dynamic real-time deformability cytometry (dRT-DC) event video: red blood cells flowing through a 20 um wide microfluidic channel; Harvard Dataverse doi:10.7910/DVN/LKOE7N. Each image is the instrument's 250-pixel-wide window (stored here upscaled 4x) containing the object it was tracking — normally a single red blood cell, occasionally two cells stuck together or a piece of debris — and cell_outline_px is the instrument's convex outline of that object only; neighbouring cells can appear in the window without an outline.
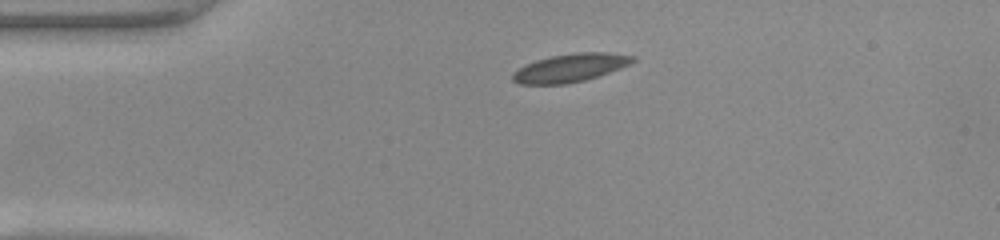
{"species": "common noctule bat (a hibernating species)", "species_latin": "Nyctalus noctula", "temperature_condition": "warm", "stored_images_in_passage": 40, "camera_frame_rate_fps": 3000, "um_per_image_px": 0.085, "animal": {"sex": "female", "body_mass_g": 22.0, "forearm_length_mm": 56.7}, "frame": {"image": 1, "passage_image": 1, "time_ms": 0.0, "image_size_px": [1000, 240], "cell_outline_px": [[636, 60], [632, 64], [584, 80], [564, 84], [520, 84], [512, 80], [512, 76], [520, 68], [536, 60], [552, 56], [580, 52], [608, 52], [636, 56]], "centroid_in_image_um": [48.53, 5.75], "position_along_channel_um": 36.5, "area_um2": 19.42}}
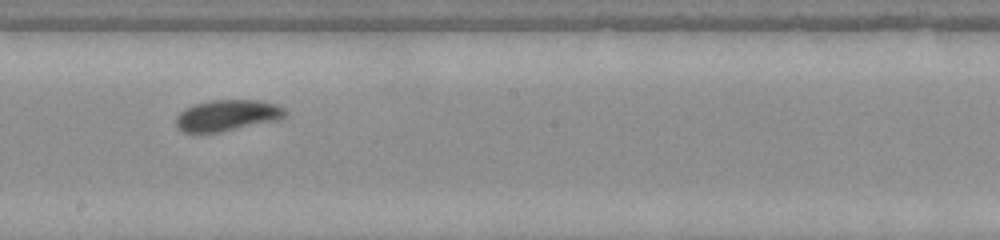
{"frame": {"image": 2, "passage_image": 18, "time_ms": 5.667, "image_size_px": [1000, 240], "cell_outline_px": [[288, 116], [276, 120], [220, 132], [184, 132], [176, 128], [176, 116], [180, 112], [196, 104], [208, 100], [260, 100], [276, 104], [284, 108], [288, 112]], "centroid_in_image_um": [19.34, 9.8], "position_along_channel_um": 228.9, "area_um2": 19.77}}
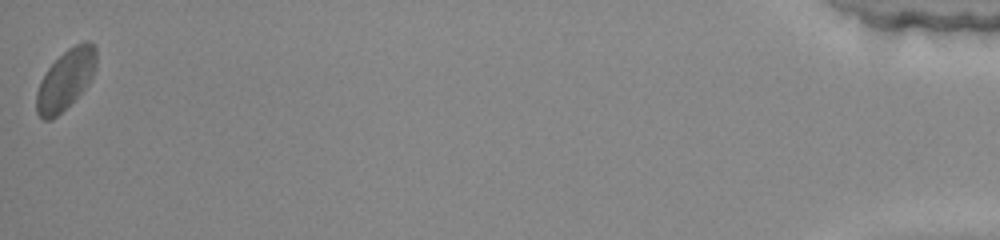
{"frame": {"image": 3, "passage_image": 40, "time_ms": 13.0, "image_size_px": [1000, 240], "cell_outline_px": [[96, 68], [88, 84], [56, 116], [48, 120], [44, 120], [36, 112], [36, 92], [40, 80], [48, 68], [68, 48], [84, 40], [88, 40], [96, 48]], "centroid_in_image_um": [5.57, 6.74], "position_along_channel_um": 429.6, "area_um2": 20.58}, "authors_computed_cell_mechanics": {"area_um2": 19.4208, "velocity_mm_per_s": 4.088, "shape_relaxation_time_tau1_ms": 2.4236, "shape_relaxation_time_tau2_ms": 1.1607, "deformation_change_tau1": 0.0984, "deformation_change_tau2": 0.0584}}